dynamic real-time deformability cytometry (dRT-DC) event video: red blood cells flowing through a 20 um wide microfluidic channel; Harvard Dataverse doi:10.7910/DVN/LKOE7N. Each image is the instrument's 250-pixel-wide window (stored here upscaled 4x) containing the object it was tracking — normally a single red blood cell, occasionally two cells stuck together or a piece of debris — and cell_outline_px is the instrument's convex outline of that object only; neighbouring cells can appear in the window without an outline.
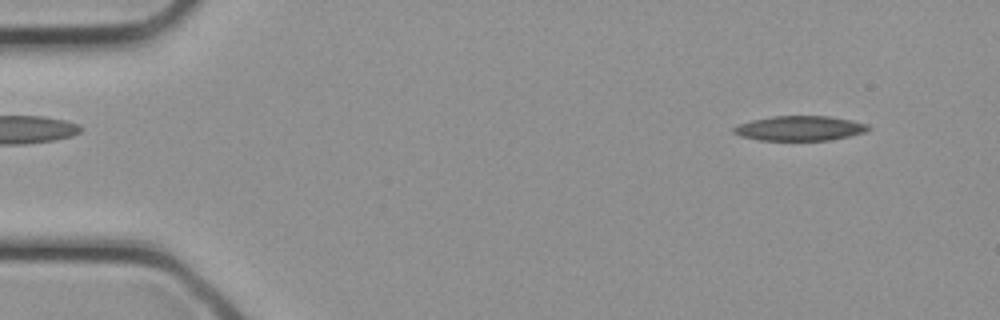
{"species": "common noctule bat (a hibernating species)", "species_latin": "Nyctalus noctula", "temperature_condition": "cold", "stored_images_in_passage": 18, "camera_frame_rate_fps": 3000, "um_per_image_px": 0.085, "animal": {"sex": "female", "body_mass_g": 21.9}, "frame": {"image": 1, "passage_image": 2, "time_ms": 0.333, "image_size_px": [1000, 320], "cell_outline_px": [[872, 128], [864, 132], [848, 136], [828, 140], [756, 140], [740, 136], [732, 132], [732, 128], [736, 124], [752, 120], [772, 116], [828, 116], [852, 120], [868, 124]], "centroid_in_image_um": [67.94, 10.9], "position_along_channel_um": 17.1, "area_um2": 19.54}}
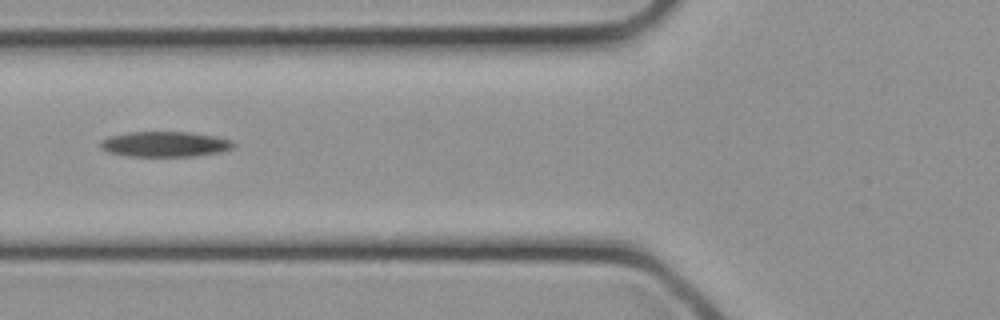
{"frame": {"image": 2, "passage_image": 11, "time_ms": 3.333, "image_size_px": [1000, 320], "cell_outline_px": [[236, 144], [232, 148], [220, 152], [196, 156], [128, 156], [108, 152], [100, 148], [100, 140], [108, 136], [128, 132], [192, 132], [216, 136], [232, 140]], "centroid_in_image_um": [14.02, 12.25], "position_along_channel_um": 111.8, "area_um2": 19.83}}
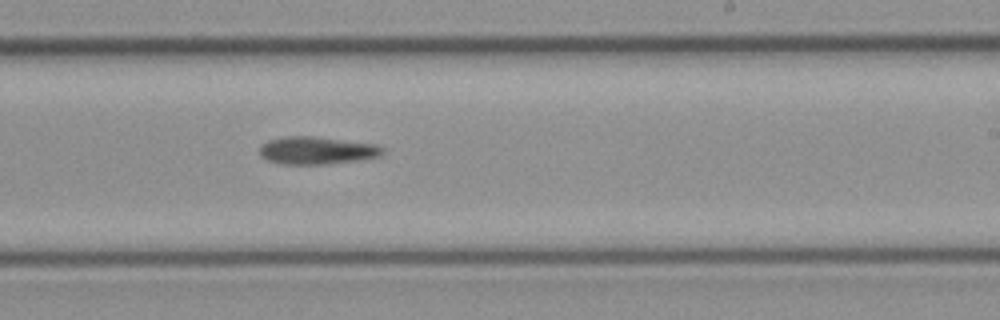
{"frame": {"image": 3, "passage_image": 18, "time_ms": 5.667, "image_size_px": [1000, 320], "cell_outline_px": [[384, 152], [380, 156], [360, 160], [324, 164], [280, 164], [268, 160], [260, 156], [260, 144], [268, 140], [284, 136], [312, 136], [376, 144], [384, 148]], "centroid_in_image_um": [26.91, 12.79], "position_along_channel_um": 262.1, "area_um2": 19.88}}